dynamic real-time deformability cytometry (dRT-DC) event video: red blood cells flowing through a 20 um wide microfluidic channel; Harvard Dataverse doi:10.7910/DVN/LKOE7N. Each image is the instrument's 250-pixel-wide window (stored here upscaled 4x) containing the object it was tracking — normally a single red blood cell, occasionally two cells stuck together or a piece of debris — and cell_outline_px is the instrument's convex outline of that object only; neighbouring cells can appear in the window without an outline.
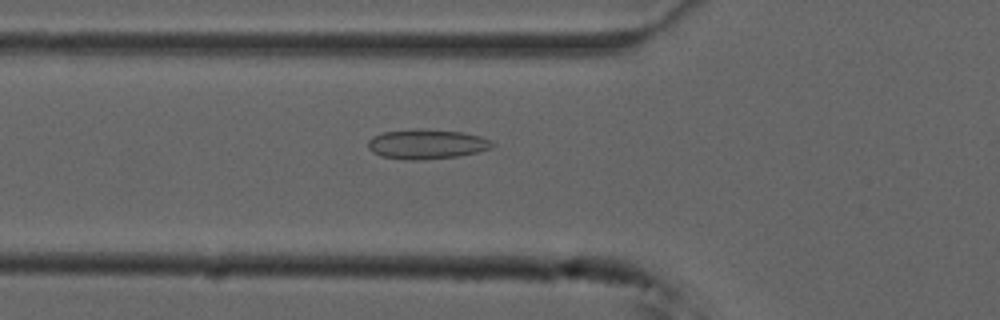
{"species": "common noctule bat (a hibernating species)", "species_latin": "Nyctalus noctula", "temperature_condition": "cold", "stored_images_in_passage": 54, "camera_frame_rate_fps": 3000, "um_per_image_px": 0.085, "animal": {"sex": "male", "forearm_length_mm": 52.5}, "frame": {"image": 1, "passage_image": 19, "time_ms": 6.0, "image_size_px": [1000, 320], "cell_outline_px": [[496, 144], [492, 148], [476, 152], [456, 156], [424, 160], [404, 160], [380, 156], [372, 152], [368, 148], [368, 140], [372, 136], [384, 132], [464, 132], [480, 136], [492, 140]], "centroid_in_image_um": [36.29, 12.31], "position_along_channel_um": 89.5, "area_um2": 20.63}}
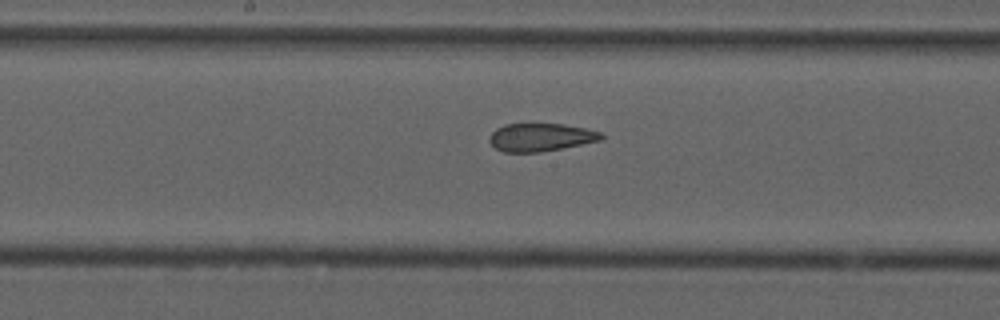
{"frame": {"image": 2, "passage_image": 28, "time_ms": 9.0, "image_size_px": [1000, 320], "cell_outline_px": [[604, 136], [600, 140], [540, 152], [504, 152], [496, 148], [488, 140], [492, 132], [496, 128], [504, 124], [564, 124], [584, 128], [600, 132]], "centroid_in_image_um": [45.92, 11.66], "position_along_channel_um": 202.3, "area_um2": 17.98}}
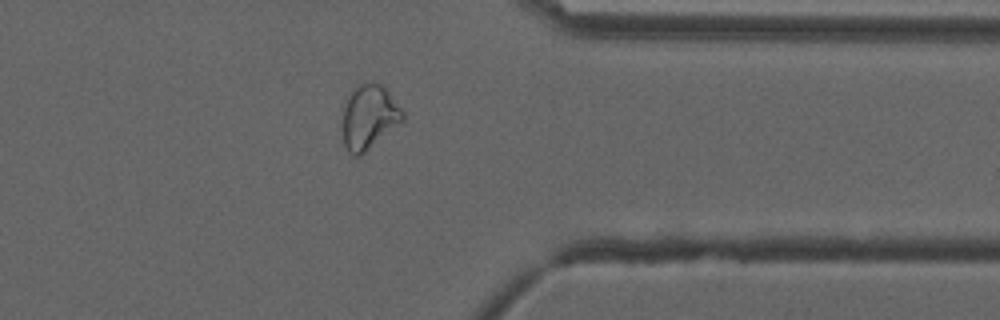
{"frame": {"image": 3, "passage_image": 43, "time_ms": 14.0, "image_size_px": [1000, 320], "cell_outline_px": [[404, 120], [360, 156], [352, 156], [348, 152], [344, 144], [340, 108], [352, 88], [360, 84], [380, 84], [388, 92], [404, 112]], "centroid_in_image_um": [31.3, 9.96], "position_along_channel_um": 380.1, "area_um2": 22.77}, "authors_computed_cell_mechanics": {"area_um2": 22.9466, "velocity_mm_per_s": 3.7447, "shape_relaxation_time_tau1_ms": null, "shape_relaxation_time_tau2_ms": 1.5179, "deformation_change_tau1": null, "deformation_change_tau2": 0.0628}}